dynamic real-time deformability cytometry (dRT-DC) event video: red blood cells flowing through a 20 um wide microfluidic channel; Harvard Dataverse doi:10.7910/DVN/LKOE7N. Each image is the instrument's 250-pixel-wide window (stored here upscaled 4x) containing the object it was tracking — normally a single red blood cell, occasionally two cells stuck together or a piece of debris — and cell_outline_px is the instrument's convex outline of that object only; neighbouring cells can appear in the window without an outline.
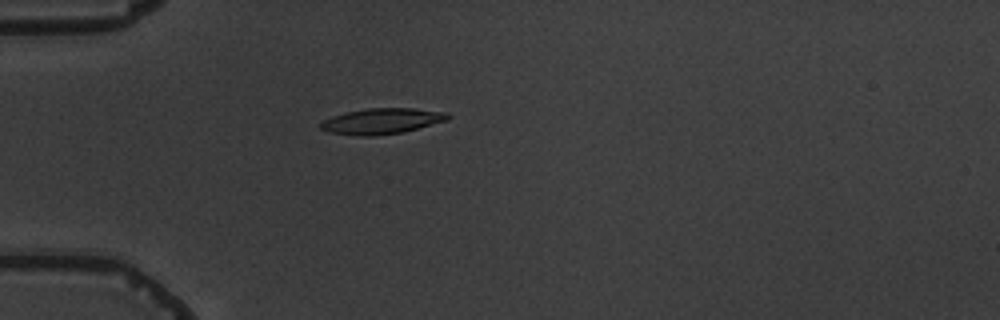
{"species": "common noctule bat (a hibernating species)", "species_latin": "Nyctalus noctula", "temperature_condition": "warm", "stored_images_in_passage": 4, "camera_frame_rate_fps": 3000, "um_per_image_px": 0.085, "animal": {"sex": "male", "body_mass_g": 19.5, "forearm_length_mm": 54.6}, "frame": {"image": 1, "passage_image": 4, "time_ms": 4.333, "image_size_px": [1000, 320], "cell_outline_px": [[452, 116], [448, 120], [400, 132], [368, 136], [360, 136], [328, 132], [320, 128], [320, 124], [324, 120], [332, 116], [344, 112], [368, 108], [412, 108], [448, 112]], "centroid_in_image_um": [32.45, 10.28], "position_along_channel_um": 52.6, "area_um2": 18.9}}